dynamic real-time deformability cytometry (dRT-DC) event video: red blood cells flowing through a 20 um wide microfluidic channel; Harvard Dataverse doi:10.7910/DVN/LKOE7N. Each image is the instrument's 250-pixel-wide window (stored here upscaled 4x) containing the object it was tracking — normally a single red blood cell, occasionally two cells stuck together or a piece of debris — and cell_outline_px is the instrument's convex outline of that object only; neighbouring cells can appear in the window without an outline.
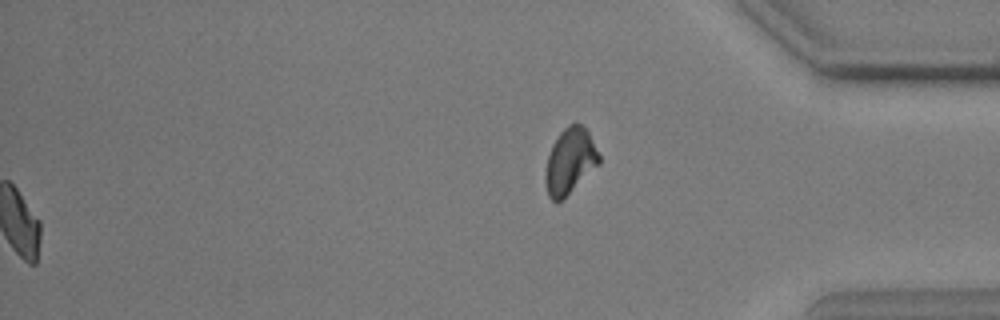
{"species": "common noctule bat (a hibernating species)", "species_latin": "Nyctalus noctula", "temperature_condition": "warm", "stored_images_in_passage": 59, "segment_of_instrument_passage": [2, 2], "camera_frame_rate_fps": 3000, "um_per_image_px": 0.085, "animal": {"sex": "male", "body_mass_g": 17.9, "forearm_length_mm": 54.2}, "frame": {"image": 1, "passage_image": 59, "time_ms": 19.333, "image_size_px": [1000, 320], "cell_outline_px": [[600, 164], [564, 200], [556, 204], [548, 196], [544, 180], [544, 172], [548, 156], [552, 144], [560, 132], [568, 124], [576, 120], [588, 132], [600, 156]], "centroid_in_image_um": [48.43, 13.74], "position_along_channel_um": 386.8, "area_um2": 21.1}}